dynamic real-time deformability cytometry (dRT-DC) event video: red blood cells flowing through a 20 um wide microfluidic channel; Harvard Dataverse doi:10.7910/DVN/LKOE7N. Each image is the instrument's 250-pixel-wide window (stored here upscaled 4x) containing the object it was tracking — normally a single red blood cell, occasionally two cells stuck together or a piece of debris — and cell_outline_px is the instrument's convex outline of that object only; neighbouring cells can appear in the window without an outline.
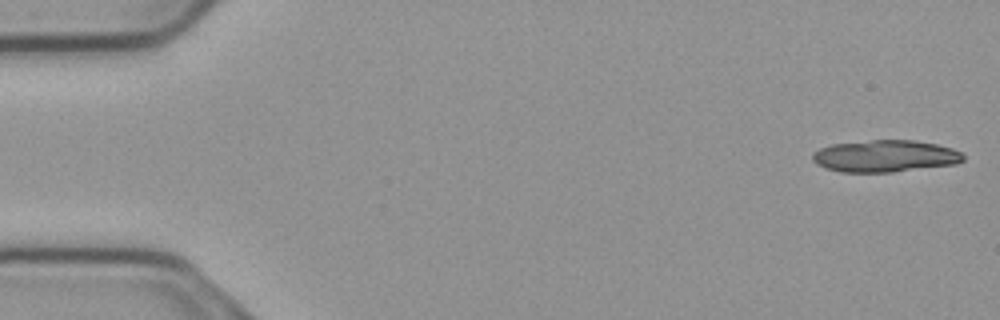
{"species": "common noctule bat (a hibernating species)", "species_latin": "Nyctalus noctula", "temperature_condition": "cold", "stored_images_in_passage": 15, "camera_frame_rate_fps": 3000, "um_per_image_px": 0.085, "animal": {"sex": "male", "body_mass_g": 23.1, "forearm_length_mm": 52.7}, "frame": {"image": 1, "passage_image": 1, "time_ms": 0.0, "image_size_px": [1000, 320], "cell_outline_px": [[964, 160], [956, 164], [892, 172], [840, 172], [816, 164], [812, 160], [812, 152], [820, 148], [832, 144], [872, 140], [916, 140], [936, 144], [952, 148], [960, 152], [964, 156]], "centroid_in_image_um": [75.23, 13.26], "position_along_channel_um": 9.8, "area_um2": 28.09}}